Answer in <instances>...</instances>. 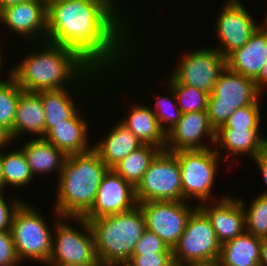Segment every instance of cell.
Returning <instances> with one entry per match:
<instances>
[{"mask_svg": "<svg viewBox=\"0 0 267 266\" xmlns=\"http://www.w3.org/2000/svg\"><path fill=\"white\" fill-rule=\"evenodd\" d=\"M57 217L59 219L54 224L56 236H52V251L46 264L101 265L95 254L94 235L89 221L84 217H68L79 222L84 228L81 232L68 225L67 217Z\"/></svg>", "mask_w": 267, "mask_h": 266, "instance_id": "obj_7", "label": "cell"}, {"mask_svg": "<svg viewBox=\"0 0 267 266\" xmlns=\"http://www.w3.org/2000/svg\"><path fill=\"white\" fill-rule=\"evenodd\" d=\"M0 49H1V48H0ZM1 61H2V55H1V52H0V71H1V68H2V67H1V65H2V64H1L2 62H1ZM2 82H4V80H1V81H0V83H2Z\"/></svg>", "mask_w": 267, "mask_h": 266, "instance_id": "obj_49", "label": "cell"}, {"mask_svg": "<svg viewBox=\"0 0 267 266\" xmlns=\"http://www.w3.org/2000/svg\"><path fill=\"white\" fill-rule=\"evenodd\" d=\"M167 87V90L170 91H168V93H171L170 97L172 96V99L165 96L161 98V96L158 95L159 97H157L155 103V110H152L159 122L160 127L166 134L175 127L182 116V112L177 105V100L173 89L169 85ZM165 124H167V126Z\"/></svg>", "mask_w": 267, "mask_h": 266, "instance_id": "obj_32", "label": "cell"}, {"mask_svg": "<svg viewBox=\"0 0 267 266\" xmlns=\"http://www.w3.org/2000/svg\"><path fill=\"white\" fill-rule=\"evenodd\" d=\"M116 2L117 0L50 1L47 3L46 41L76 51L94 69L105 71L109 75L108 72L111 71L108 69L111 70L116 65L118 68V63L124 65L122 61L124 59L126 62L133 44L128 35L130 26H134L129 22L132 19L129 16L126 19L120 14L119 11L123 10H118Z\"/></svg>", "mask_w": 267, "mask_h": 266, "instance_id": "obj_1", "label": "cell"}, {"mask_svg": "<svg viewBox=\"0 0 267 266\" xmlns=\"http://www.w3.org/2000/svg\"><path fill=\"white\" fill-rule=\"evenodd\" d=\"M29 0H0V10Z\"/></svg>", "mask_w": 267, "mask_h": 266, "instance_id": "obj_43", "label": "cell"}, {"mask_svg": "<svg viewBox=\"0 0 267 266\" xmlns=\"http://www.w3.org/2000/svg\"><path fill=\"white\" fill-rule=\"evenodd\" d=\"M173 259V253L132 255L126 263L129 266H167Z\"/></svg>", "mask_w": 267, "mask_h": 266, "instance_id": "obj_36", "label": "cell"}, {"mask_svg": "<svg viewBox=\"0 0 267 266\" xmlns=\"http://www.w3.org/2000/svg\"><path fill=\"white\" fill-rule=\"evenodd\" d=\"M242 3L223 4L217 15L215 34L222 44L216 49L226 58L234 50L243 47L261 26L254 21Z\"/></svg>", "mask_w": 267, "mask_h": 266, "instance_id": "obj_13", "label": "cell"}, {"mask_svg": "<svg viewBox=\"0 0 267 266\" xmlns=\"http://www.w3.org/2000/svg\"><path fill=\"white\" fill-rule=\"evenodd\" d=\"M213 205L207 202L199 203L198 208L210 220L218 242L223 243L233 240L245 232V213L240 199L229 195L213 200Z\"/></svg>", "mask_w": 267, "mask_h": 266, "instance_id": "obj_17", "label": "cell"}, {"mask_svg": "<svg viewBox=\"0 0 267 266\" xmlns=\"http://www.w3.org/2000/svg\"><path fill=\"white\" fill-rule=\"evenodd\" d=\"M257 90L262 94L267 85V60L262 66L259 76L254 80Z\"/></svg>", "mask_w": 267, "mask_h": 266, "instance_id": "obj_39", "label": "cell"}, {"mask_svg": "<svg viewBox=\"0 0 267 266\" xmlns=\"http://www.w3.org/2000/svg\"><path fill=\"white\" fill-rule=\"evenodd\" d=\"M4 194L0 193V232L1 231H10L12 218L16 211V209L21 205L22 200H14L12 202L7 203L5 200ZM11 205V206H10Z\"/></svg>", "mask_w": 267, "mask_h": 266, "instance_id": "obj_37", "label": "cell"}, {"mask_svg": "<svg viewBox=\"0 0 267 266\" xmlns=\"http://www.w3.org/2000/svg\"><path fill=\"white\" fill-rule=\"evenodd\" d=\"M221 244L207 216L197 208L172 249L173 259L183 263L219 259Z\"/></svg>", "mask_w": 267, "mask_h": 266, "instance_id": "obj_10", "label": "cell"}, {"mask_svg": "<svg viewBox=\"0 0 267 266\" xmlns=\"http://www.w3.org/2000/svg\"><path fill=\"white\" fill-rule=\"evenodd\" d=\"M261 238L244 232L221 245V266H260Z\"/></svg>", "mask_w": 267, "mask_h": 266, "instance_id": "obj_25", "label": "cell"}, {"mask_svg": "<svg viewBox=\"0 0 267 266\" xmlns=\"http://www.w3.org/2000/svg\"><path fill=\"white\" fill-rule=\"evenodd\" d=\"M167 266H187V263H183L181 261L172 259L171 262Z\"/></svg>", "mask_w": 267, "mask_h": 266, "instance_id": "obj_46", "label": "cell"}, {"mask_svg": "<svg viewBox=\"0 0 267 266\" xmlns=\"http://www.w3.org/2000/svg\"><path fill=\"white\" fill-rule=\"evenodd\" d=\"M97 261L102 266L127 263L135 245L147 230L141 208L89 221Z\"/></svg>", "mask_w": 267, "mask_h": 266, "instance_id": "obj_4", "label": "cell"}, {"mask_svg": "<svg viewBox=\"0 0 267 266\" xmlns=\"http://www.w3.org/2000/svg\"><path fill=\"white\" fill-rule=\"evenodd\" d=\"M265 24L263 23L262 26L266 27L267 28V16H266V19H265Z\"/></svg>", "mask_w": 267, "mask_h": 266, "instance_id": "obj_50", "label": "cell"}, {"mask_svg": "<svg viewBox=\"0 0 267 266\" xmlns=\"http://www.w3.org/2000/svg\"><path fill=\"white\" fill-rule=\"evenodd\" d=\"M1 154L4 176V190L6 186L13 185L20 188L30 184L33 175L30 172L26 156L22 149Z\"/></svg>", "mask_w": 267, "mask_h": 266, "instance_id": "obj_28", "label": "cell"}, {"mask_svg": "<svg viewBox=\"0 0 267 266\" xmlns=\"http://www.w3.org/2000/svg\"><path fill=\"white\" fill-rule=\"evenodd\" d=\"M19 263L11 231H1L0 266H17Z\"/></svg>", "mask_w": 267, "mask_h": 266, "instance_id": "obj_35", "label": "cell"}, {"mask_svg": "<svg viewBox=\"0 0 267 266\" xmlns=\"http://www.w3.org/2000/svg\"><path fill=\"white\" fill-rule=\"evenodd\" d=\"M108 266H129V265L124 263V264H111V265H108Z\"/></svg>", "mask_w": 267, "mask_h": 266, "instance_id": "obj_48", "label": "cell"}, {"mask_svg": "<svg viewBox=\"0 0 267 266\" xmlns=\"http://www.w3.org/2000/svg\"><path fill=\"white\" fill-rule=\"evenodd\" d=\"M260 97L253 79L226 66L209 94L207 114L211 126L218 130L237 109L253 105Z\"/></svg>", "mask_w": 267, "mask_h": 266, "instance_id": "obj_5", "label": "cell"}, {"mask_svg": "<svg viewBox=\"0 0 267 266\" xmlns=\"http://www.w3.org/2000/svg\"><path fill=\"white\" fill-rule=\"evenodd\" d=\"M88 124L79 113L56 125L43 138L63 151L67 156L90 151L93 145L88 142Z\"/></svg>", "mask_w": 267, "mask_h": 266, "instance_id": "obj_21", "label": "cell"}, {"mask_svg": "<svg viewBox=\"0 0 267 266\" xmlns=\"http://www.w3.org/2000/svg\"><path fill=\"white\" fill-rule=\"evenodd\" d=\"M260 266H267V237L261 238Z\"/></svg>", "mask_w": 267, "mask_h": 266, "instance_id": "obj_40", "label": "cell"}, {"mask_svg": "<svg viewBox=\"0 0 267 266\" xmlns=\"http://www.w3.org/2000/svg\"><path fill=\"white\" fill-rule=\"evenodd\" d=\"M49 266H102V265H85V264H66V263H60V264H48Z\"/></svg>", "mask_w": 267, "mask_h": 266, "instance_id": "obj_45", "label": "cell"}, {"mask_svg": "<svg viewBox=\"0 0 267 266\" xmlns=\"http://www.w3.org/2000/svg\"><path fill=\"white\" fill-rule=\"evenodd\" d=\"M168 82L167 85L173 89L177 105L182 114L207 111L209 93L186 84L178 83L171 76H169Z\"/></svg>", "mask_w": 267, "mask_h": 266, "instance_id": "obj_29", "label": "cell"}, {"mask_svg": "<svg viewBox=\"0 0 267 266\" xmlns=\"http://www.w3.org/2000/svg\"><path fill=\"white\" fill-rule=\"evenodd\" d=\"M210 138L215 144L216 131L211 126L207 111L182 114L180 120L166 134L165 149L170 152L211 148L202 142L203 137Z\"/></svg>", "mask_w": 267, "mask_h": 266, "instance_id": "obj_16", "label": "cell"}, {"mask_svg": "<svg viewBox=\"0 0 267 266\" xmlns=\"http://www.w3.org/2000/svg\"><path fill=\"white\" fill-rule=\"evenodd\" d=\"M267 60V28L260 26L248 42L226 57V66L255 80Z\"/></svg>", "mask_w": 267, "mask_h": 266, "instance_id": "obj_18", "label": "cell"}, {"mask_svg": "<svg viewBox=\"0 0 267 266\" xmlns=\"http://www.w3.org/2000/svg\"><path fill=\"white\" fill-rule=\"evenodd\" d=\"M9 71L8 79L0 83V126L8 133L12 130L17 103L23 91L12 77V70Z\"/></svg>", "mask_w": 267, "mask_h": 266, "instance_id": "obj_30", "label": "cell"}, {"mask_svg": "<svg viewBox=\"0 0 267 266\" xmlns=\"http://www.w3.org/2000/svg\"><path fill=\"white\" fill-rule=\"evenodd\" d=\"M42 1H44L47 4V3H49L52 0H42Z\"/></svg>", "mask_w": 267, "mask_h": 266, "instance_id": "obj_51", "label": "cell"}, {"mask_svg": "<svg viewBox=\"0 0 267 266\" xmlns=\"http://www.w3.org/2000/svg\"><path fill=\"white\" fill-rule=\"evenodd\" d=\"M254 161L257 163L258 168L263 175L262 177L267 188V146L254 158ZM260 195L267 197V190Z\"/></svg>", "mask_w": 267, "mask_h": 266, "instance_id": "obj_38", "label": "cell"}, {"mask_svg": "<svg viewBox=\"0 0 267 266\" xmlns=\"http://www.w3.org/2000/svg\"><path fill=\"white\" fill-rule=\"evenodd\" d=\"M162 149L153 145L143 144L123 158L112 169L134 187L141 181L151 162Z\"/></svg>", "mask_w": 267, "mask_h": 266, "instance_id": "obj_27", "label": "cell"}, {"mask_svg": "<svg viewBox=\"0 0 267 266\" xmlns=\"http://www.w3.org/2000/svg\"><path fill=\"white\" fill-rule=\"evenodd\" d=\"M125 125L142 144H149L165 149L166 133L160 127L159 122L147 105L133 104L128 117L120 121Z\"/></svg>", "mask_w": 267, "mask_h": 266, "instance_id": "obj_23", "label": "cell"}, {"mask_svg": "<svg viewBox=\"0 0 267 266\" xmlns=\"http://www.w3.org/2000/svg\"><path fill=\"white\" fill-rule=\"evenodd\" d=\"M70 88L39 91L45 112V135L56 125L72 118L76 113V104L70 96Z\"/></svg>", "mask_w": 267, "mask_h": 266, "instance_id": "obj_26", "label": "cell"}, {"mask_svg": "<svg viewBox=\"0 0 267 266\" xmlns=\"http://www.w3.org/2000/svg\"><path fill=\"white\" fill-rule=\"evenodd\" d=\"M21 149L26 156L33 177L37 174L52 173L56 170L59 171V178L68 157L63 151L44 138L36 137L24 143Z\"/></svg>", "mask_w": 267, "mask_h": 266, "instance_id": "obj_24", "label": "cell"}, {"mask_svg": "<svg viewBox=\"0 0 267 266\" xmlns=\"http://www.w3.org/2000/svg\"><path fill=\"white\" fill-rule=\"evenodd\" d=\"M10 141L9 133L0 126V148L6 147L5 145H8Z\"/></svg>", "mask_w": 267, "mask_h": 266, "instance_id": "obj_42", "label": "cell"}, {"mask_svg": "<svg viewBox=\"0 0 267 266\" xmlns=\"http://www.w3.org/2000/svg\"><path fill=\"white\" fill-rule=\"evenodd\" d=\"M173 153L178 159L181 172L182 200L188 201L196 197L201 203L208 202L221 156L214 148L179 150Z\"/></svg>", "mask_w": 267, "mask_h": 266, "instance_id": "obj_8", "label": "cell"}, {"mask_svg": "<svg viewBox=\"0 0 267 266\" xmlns=\"http://www.w3.org/2000/svg\"><path fill=\"white\" fill-rule=\"evenodd\" d=\"M45 136V112L39 92L22 91L16 107L12 130L9 133L11 141L24 133Z\"/></svg>", "mask_w": 267, "mask_h": 266, "instance_id": "obj_19", "label": "cell"}, {"mask_svg": "<svg viewBox=\"0 0 267 266\" xmlns=\"http://www.w3.org/2000/svg\"><path fill=\"white\" fill-rule=\"evenodd\" d=\"M38 43L41 45L38 47L39 50L35 48L32 54L26 55L20 64L11 69L12 77L24 91L39 92L69 88V83L71 87L73 81L75 84L78 83L77 85L84 81L83 84L86 82L88 84L87 78L92 83L93 80H99L98 77L102 73L103 76L106 74L94 69L72 49L48 41L42 42L43 44Z\"/></svg>", "mask_w": 267, "mask_h": 266, "instance_id": "obj_2", "label": "cell"}, {"mask_svg": "<svg viewBox=\"0 0 267 266\" xmlns=\"http://www.w3.org/2000/svg\"><path fill=\"white\" fill-rule=\"evenodd\" d=\"M0 21L11 32H15L20 37L23 36L22 38L25 37L24 39H29V41L32 39L36 42L34 39L36 38L38 42L39 38L41 43L46 41L47 4L42 0H29L6 7L1 10Z\"/></svg>", "mask_w": 267, "mask_h": 266, "instance_id": "obj_15", "label": "cell"}, {"mask_svg": "<svg viewBox=\"0 0 267 266\" xmlns=\"http://www.w3.org/2000/svg\"><path fill=\"white\" fill-rule=\"evenodd\" d=\"M137 205L135 187L109 169L98 188L92 208L83 217L90 221L129 211Z\"/></svg>", "mask_w": 267, "mask_h": 266, "instance_id": "obj_14", "label": "cell"}, {"mask_svg": "<svg viewBox=\"0 0 267 266\" xmlns=\"http://www.w3.org/2000/svg\"><path fill=\"white\" fill-rule=\"evenodd\" d=\"M185 54L170 76L178 83L211 94L220 73L226 67V58L213 47Z\"/></svg>", "mask_w": 267, "mask_h": 266, "instance_id": "obj_12", "label": "cell"}, {"mask_svg": "<svg viewBox=\"0 0 267 266\" xmlns=\"http://www.w3.org/2000/svg\"><path fill=\"white\" fill-rule=\"evenodd\" d=\"M138 203L182 201L179 162L173 152L161 150L135 187Z\"/></svg>", "mask_w": 267, "mask_h": 266, "instance_id": "obj_9", "label": "cell"}, {"mask_svg": "<svg viewBox=\"0 0 267 266\" xmlns=\"http://www.w3.org/2000/svg\"><path fill=\"white\" fill-rule=\"evenodd\" d=\"M172 253V249L155 233L146 230L135 245L133 255Z\"/></svg>", "mask_w": 267, "mask_h": 266, "instance_id": "obj_34", "label": "cell"}, {"mask_svg": "<svg viewBox=\"0 0 267 266\" xmlns=\"http://www.w3.org/2000/svg\"><path fill=\"white\" fill-rule=\"evenodd\" d=\"M37 211L22 202L12 218L10 231L20 263L24 258L47 263L51 255L52 231Z\"/></svg>", "mask_w": 267, "mask_h": 266, "instance_id": "obj_6", "label": "cell"}, {"mask_svg": "<svg viewBox=\"0 0 267 266\" xmlns=\"http://www.w3.org/2000/svg\"><path fill=\"white\" fill-rule=\"evenodd\" d=\"M187 266H221L219 259H212L206 261H195L187 263Z\"/></svg>", "mask_w": 267, "mask_h": 266, "instance_id": "obj_41", "label": "cell"}, {"mask_svg": "<svg viewBox=\"0 0 267 266\" xmlns=\"http://www.w3.org/2000/svg\"><path fill=\"white\" fill-rule=\"evenodd\" d=\"M4 176H3V166L1 161V153H0V191L4 192Z\"/></svg>", "mask_w": 267, "mask_h": 266, "instance_id": "obj_44", "label": "cell"}, {"mask_svg": "<svg viewBox=\"0 0 267 266\" xmlns=\"http://www.w3.org/2000/svg\"><path fill=\"white\" fill-rule=\"evenodd\" d=\"M227 3H241L239 0H228Z\"/></svg>", "mask_w": 267, "mask_h": 266, "instance_id": "obj_47", "label": "cell"}, {"mask_svg": "<svg viewBox=\"0 0 267 266\" xmlns=\"http://www.w3.org/2000/svg\"><path fill=\"white\" fill-rule=\"evenodd\" d=\"M187 202V203H186ZM145 218L147 230L155 233L171 249L178 243L191 214L198 205L188 201H148L138 203Z\"/></svg>", "mask_w": 267, "mask_h": 266, "instance_id": "obj_11", "label": "cell"}, {"mask_svg": "<svg viewBox=\"0 0 267 266\" xmlns=\"http://www.w3.org/2000/svg\"><path fill=\"white\" fill-rule=\"evenodd\" d=\"M117 123L109 131L108 136L106 135L97 144H93V149L109 169H112L123 158L143 145L125 125L120 121Z\"/></svg>", "mask_w": 267, "mask_h": 266, "instance_id": "obj_22", "label": "cell"}, {"mask_svg": "<svg viewBox=\"0 0 267 266\" xmlns=\"http://www.w3.org/2000/svg\"><path fill=\"white\" fill-rule=\"evenodd\" d=\"M259 99L253 105L237 109L220 128H259Z\"/></svg>", "mask_w": 267, "mask_h": 266, "instance_id": "obj_33", "label": "cell"}, {"mask_svg": "<svg viewBox=\"0 0 267 266\" xmlns=\"http://www.w3.org/2000/svg\"><path fill=\"white\" fill-rule=\"evenodd\" d=\"M259 128H219L216 130V152L226 149L228 159L234 155H250L255 158L266 146L267 137L259 134ZM219 142V143H218Z\"/></svg>", "mask_w": 267, "mask_h": 266, "instance_id": "obj_20", "label": "cell"}, {"mask_svg": "<svg viewBox=\"0 0 267 266\" xmlns=\"http://www.w3.org/2000/svg\"><path fill=\"white\" fill-rule=\"evenodd\" d=\"M240 201L245 213V232L259 238L267 237V197L259 194L249 203L248 210L244 201Z\"/></svg>", "mask_w": 267, "mask_h": 266, "instance_id": "obj_31", "label": "cell"}, {"mask_svg": "<svg viewBox=\"0 0 267 266\" xmlns=\"http://www.w3.org/2000/svg\"><path fill=\"white\" fill-rule=\"evenodd\" d=\"M108 170L93 148L85 153L69 155L58 178L55 214L83 217L92 208Z\"/></svg>", "mask_w": 267, "mask_h": 266, "instance_id": "obj_3", "label": "cell"}]
</instances>
